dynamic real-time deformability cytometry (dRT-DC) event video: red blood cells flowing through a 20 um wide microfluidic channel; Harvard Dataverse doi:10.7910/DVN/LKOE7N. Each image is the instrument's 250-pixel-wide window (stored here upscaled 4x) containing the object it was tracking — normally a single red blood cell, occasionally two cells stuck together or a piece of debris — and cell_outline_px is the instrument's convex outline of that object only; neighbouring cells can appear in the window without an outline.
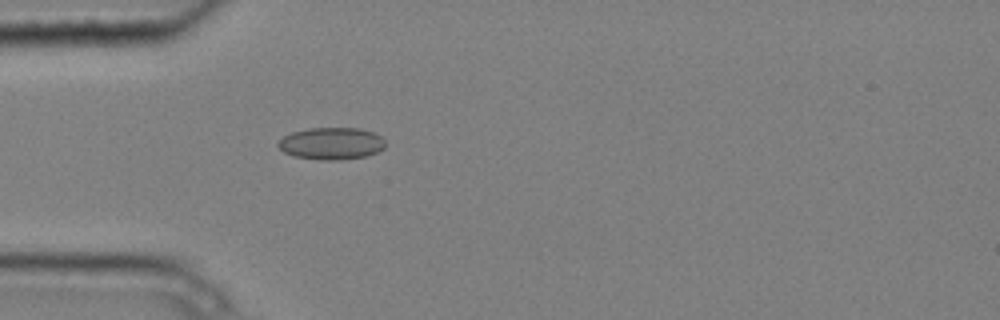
{"species": "common noctule bat (a hibernating species)", "species_latin": "Nyctalus noctula", "temperature_condition": "cold", "stored_images_in_passage": 4, "camera_frame_rate_fps": 3000, "um_per_image_px": 0.085, "animal": {"sex": "male", "body_mass_g": 20.4}, "frame": {"image": 1, "passage_image": 4, "time_ms": 1.0, "image_size_px": [1000, 320], "cell_outline_px": [[388, 144], [384, 148], [368, 156], [340, 160], [320, 160], [292, 156], [284, 152], [276, 144], [284, 136], [292, 132], [308, 128], [360, 128], [372, 132], [380, 136]], "centroid_in_image_um": [28.18, 12.2], "position_along_channel_um": 56.8, "area_um2": 20.23}}